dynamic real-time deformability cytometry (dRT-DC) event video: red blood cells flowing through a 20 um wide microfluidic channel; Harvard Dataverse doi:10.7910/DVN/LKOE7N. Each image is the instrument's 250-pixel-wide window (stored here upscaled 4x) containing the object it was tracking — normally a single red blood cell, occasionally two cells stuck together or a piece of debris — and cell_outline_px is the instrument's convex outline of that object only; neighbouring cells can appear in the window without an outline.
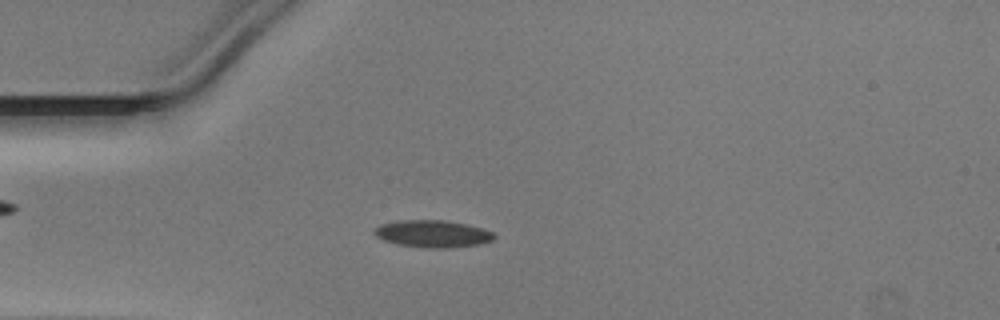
{"species": "Egyptian fruit bat (a non-hibernating species)", "species_latin": "Rousettus aegyptiacus", "temperature_condition": "warm", "stored_images_in_passage": 44, "camera_frame_rate_fps": 3000, "um_per_image_px": 0.085, "animal": {"sex": "male"}, "frame": {"image": 1, "passage_image": 8, "time_ms": 2.333, "image_size_px": [1000, 320], "cell_outline_px": [[496, 236], [492, 240], [484, 244], [448, 248], [428, 248], [400, 244], [384, 240], [376, 236], [372, 232], [380, 224], [400, 220], [444, 220], [484, 228], [492, 232]], "centroid_in_image_um": [36.81, 19.87], "position_along_channel_um": 48.2, "area_um2": 18.96}}
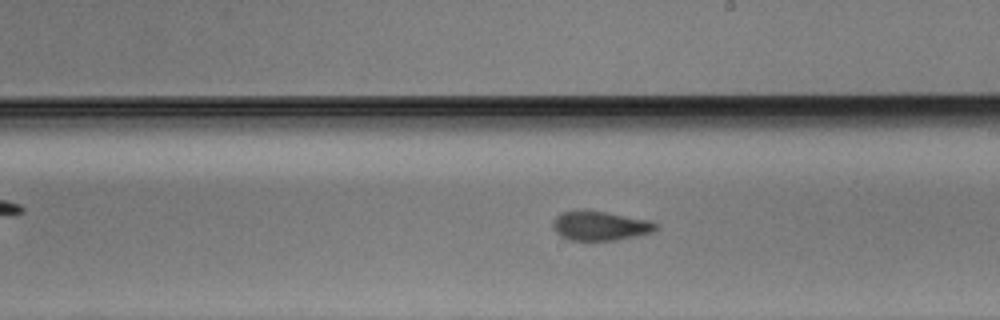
{"frame": {"image": 2, "passage_image": 23, "time_ms": 7.333, "image_size_px": [1000, 320], "cell_outline_px": [[656, 228], [652, 232], [636, 236], [616, 240], [568, 240], [560, 236], [552, 228], [552, 220], [560, 212], [576, 208], [588, 208], [648, 220], [656, 224]], "centroid_in_image_um": [50.9, 19.15], "position_along_channel_um": 238.1, "area_um2": 18.09}}
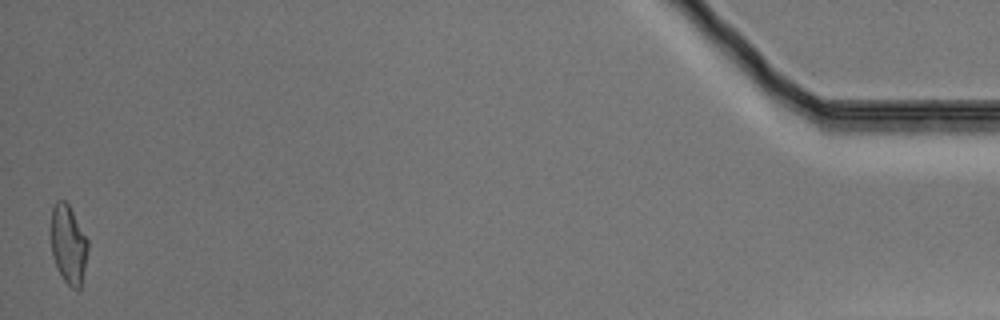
{"frame": {"image": 3, "passage_image": 44, "time_ms": 14.333, "image_size_px": [1000, 320], "cell_outline_px": [[88, 248], [80, 288], [72, 288], [64, 280], [52, 256], [48, 232], [48, 228], [52, 208], [56, 200], [64, 200], [68, 204], [88, 240]], "centroid_in_image_um": [5.75, 20.7], "position_along_channel_um": 429.5, "area_um2": 17.17}}